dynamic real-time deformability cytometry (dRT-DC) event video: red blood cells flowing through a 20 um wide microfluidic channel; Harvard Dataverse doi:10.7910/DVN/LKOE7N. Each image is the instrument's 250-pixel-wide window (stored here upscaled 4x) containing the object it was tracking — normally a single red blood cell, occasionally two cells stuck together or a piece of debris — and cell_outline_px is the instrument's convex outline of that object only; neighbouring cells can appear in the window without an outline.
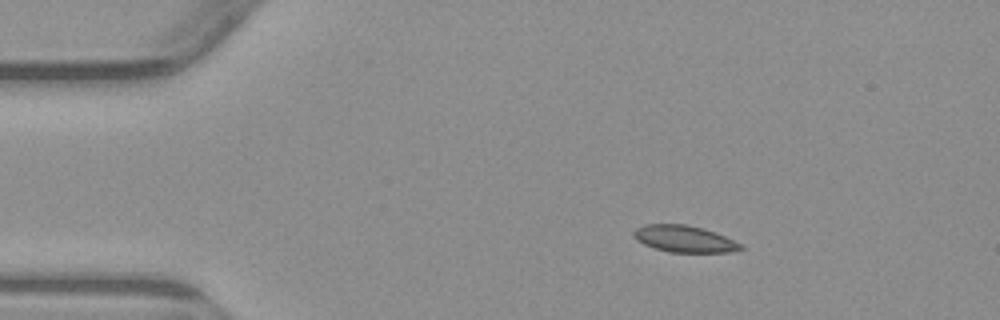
{"species": "common noctule bat (a hibernating species)", "species_latin": "Nyctalus noctula", "temperature_condition": "warm", "stored_images_in_passage": 3, "camera_frame_rate_fps": 3000, "um_per_image_px": 0.085, "animal": {"sex": "male", "body_mass_g": 23.1, "forearm_length_mm": 52.7}, "frame": {"image": 1, "passage_image": 1, "time_ms": 0.0, "image_size_px": [1000, 320], "cell_outline_px": [[744, 248], [728, 252], [668, 252], [644, 244], [636, 240], [632, 232], [636, 228], [644, 224], [684, 224], [716, 232], [744, 244]], "centroid_in_image_um": [58.18, 20.3], "position_along_channel_um": 26.8, "area_um2": 16.65}}
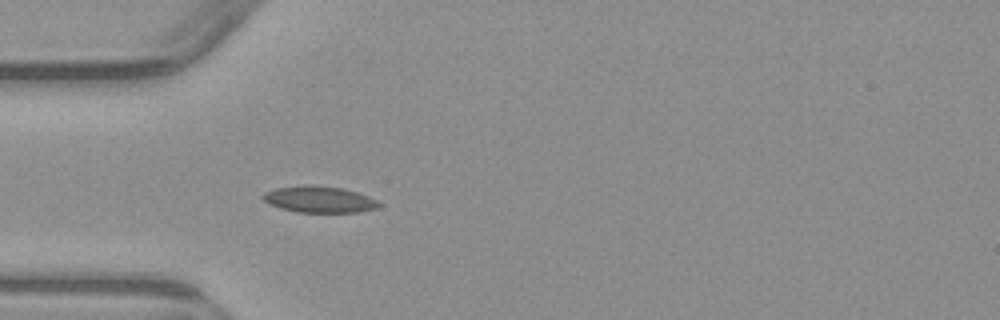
{"frame": {"image": 2, "passage_image": 3, "time_ms": 2.333, "image_size_px": [1000, 320], "cell_outline_px": [[384, 204], [376, 208], [360, 212], [296, 212], [280, 208], [268, 204], [260, 196], [264, 192], [276, 188], [312, 184], [340, 188], [356, 192], [368, 196]], "centroid_in_image_um": [27.12, 16.95], "position_along_channel_um": 57.9, "area_um2": 17.92}}